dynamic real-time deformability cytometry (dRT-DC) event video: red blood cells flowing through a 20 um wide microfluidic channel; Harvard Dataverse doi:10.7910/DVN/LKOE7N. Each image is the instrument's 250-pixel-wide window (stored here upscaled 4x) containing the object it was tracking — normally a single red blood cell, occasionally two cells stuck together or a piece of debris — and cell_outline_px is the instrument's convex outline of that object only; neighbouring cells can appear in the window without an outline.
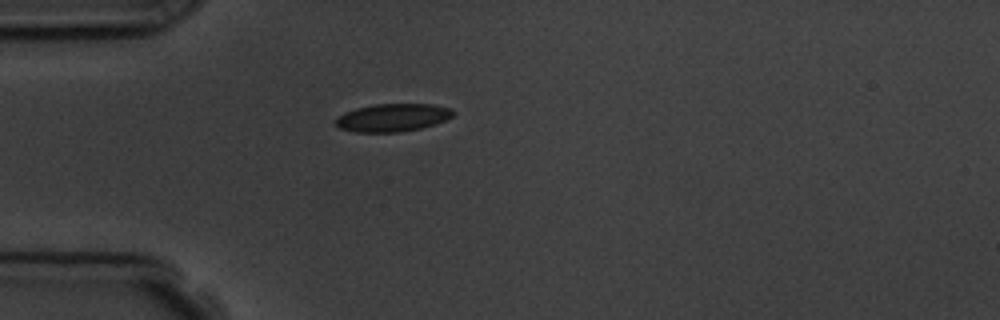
{"species": "common noctule bat (a hibernating species)", "species_latin": "Nyctalus noctula", "temperature_condition": "room temperature", "stored_images_in_passage": 2, "camera_frame_rate_fps": 3000, "um_per_image_px": 0.085, "animal": {"sex": "male", "body_mass_g": 19.5, "forearm_length_mm": 54.6}, "frame": {"image": 1, "passage_image": 1, "time_ms": 0.0, "image_size_px": [1000, 320], "cell_outline_px": [[456, 112], [452, 116], [444, 120], [420, 128], [400, 132], [356, 132], [340, 128], [332, 124], [332, 120], [344, 112], [356, 108], [372, 104], [432, 104], [452, 108]], "centroid_in_image_um": [33.31, 9.99], "position_along_channel_um": 51.7, "area_um2": 19.25}}